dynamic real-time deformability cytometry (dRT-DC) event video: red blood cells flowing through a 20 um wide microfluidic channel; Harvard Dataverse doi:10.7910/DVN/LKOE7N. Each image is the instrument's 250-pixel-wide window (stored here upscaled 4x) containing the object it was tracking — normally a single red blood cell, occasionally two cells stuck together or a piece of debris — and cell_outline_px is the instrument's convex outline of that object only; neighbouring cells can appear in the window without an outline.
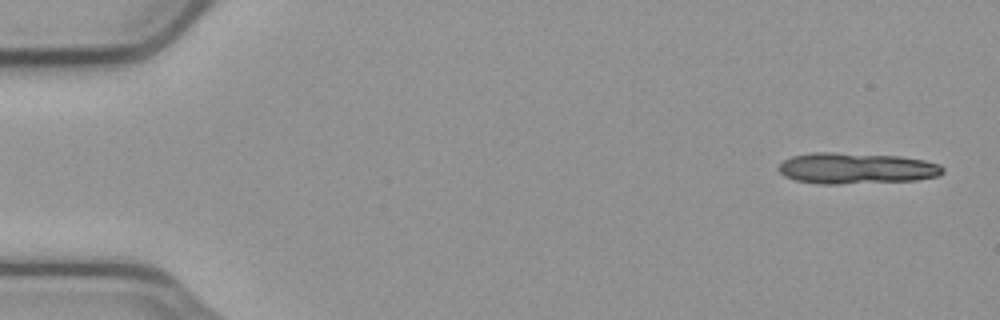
{"species": "common noctule bat (a hibernating species)", "species_latin": "Nyctalus noctula", "temperature_condition": "cold", "stored_images_in_passage": 11, "camera_frame_rate_fps": 3000, "um_per_image_px": 0.085, "animal": {"sex": "male", "body_mass_g": 23.1, "forearm_length_mm": 52.7}, "frame": {"image": 1, "passage_image": 1, "time_ms": 0.0, "image_size_px": [1000, 320], "cell_outline_px": [[944, 172], [936, 176], [916, 180], [836, 184], [820, 184], [796, 180], [784, 176], [776, 168], [784, 160], [792, 156], [812, 152], [832, 152], [900, 156], [924, 160], [940, 164], [944, 168]], "centroid_in_image_um": [72.76, 14.3], "position_along_channel_um": 12.2, "area_um2": 29.77}}